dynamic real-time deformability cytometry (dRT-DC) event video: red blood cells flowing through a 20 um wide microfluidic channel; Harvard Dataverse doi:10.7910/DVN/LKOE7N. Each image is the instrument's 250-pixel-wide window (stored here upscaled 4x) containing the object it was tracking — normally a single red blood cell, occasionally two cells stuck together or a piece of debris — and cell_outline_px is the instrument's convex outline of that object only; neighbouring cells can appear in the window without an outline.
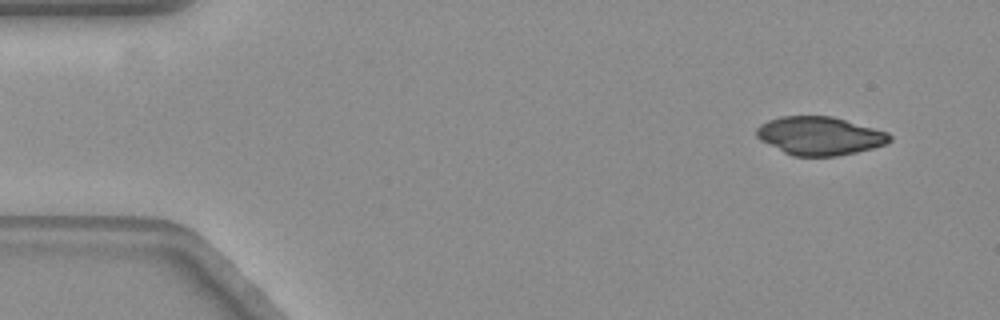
{"species": "common noctule bat (a hibernating species)", "species_latin": "Nyctalus noctula", "temperature_condition": "warm", "stored_images_in_passage": 57, "camera_frame_rate_fps": 3000, "um_per_image_px": 0.085, "animal": {"sex": "female", "body_mass_g": 19.3, "forearm_length_mm": 54.1}, "frame": {"image": 1, "passage_image": 4, "time_ms": 1.0, "image_size_px": [1000, 320], "cell_outline_px": [[892, 140], [884, 144], [872, 148], [856, 152], [836, 156], [792, 156], [760, 140], [756, 136], [756, 128], [760, 124], [768, 120], [780, 116], [832, 116], [888, 132], [892, 136]], "centroid_in_image_um": [69.66, 11.54], "position_along_channel_um": 15.3, "area_um2": 29.71}}